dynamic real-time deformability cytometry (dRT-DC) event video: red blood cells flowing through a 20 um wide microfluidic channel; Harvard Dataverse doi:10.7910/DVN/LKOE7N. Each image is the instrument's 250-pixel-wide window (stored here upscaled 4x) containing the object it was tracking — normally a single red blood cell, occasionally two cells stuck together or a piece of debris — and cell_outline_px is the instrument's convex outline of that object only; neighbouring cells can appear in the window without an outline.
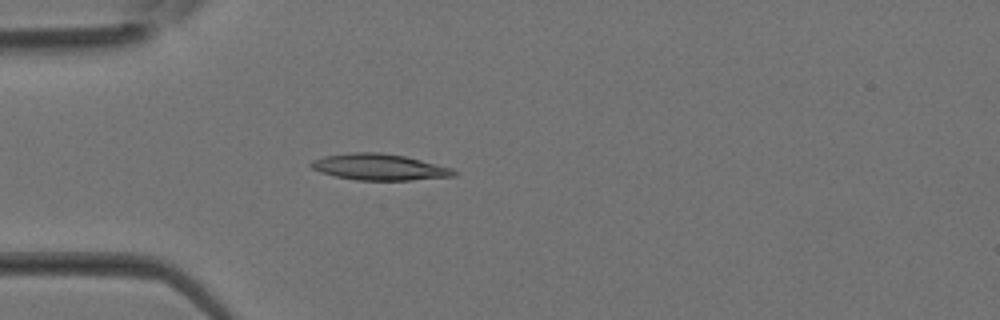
{"species": "Egyptian fruit bat (a non-hibernating species)", "species_latin": "Rousettus aegyptiacus", "temperature_condition": "room temperature", "stored_images_in_passage": 22, "camera_frame_rate_fps": 3000, "um_per_image_px": 0.085, "animal": {"sex": "female"}, "frame": {"image": 1, "passage_image": 5, "time_ms": 1.333, "image_size_px": [1000, 320], "cell_outline_px": [[424, 176], [388, 180], [348, 176], [356, 156], [392, 156], [412, 160], [424, 164]], "centroid_in_image_um": [32.8, 14.27], "position_along_channel_um": 52.2, "area_um2": 10.69}}
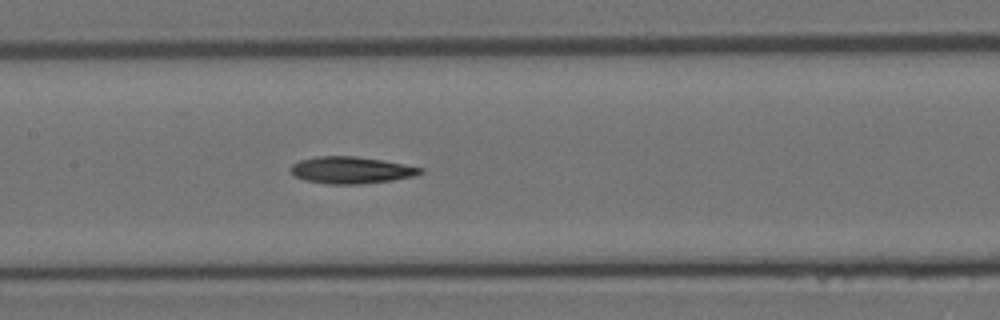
{"frame": {"image": 2, "passage_image": 12, "time_ms": 3.667, "image_size_px": [1000, 320], "cell_outline_px": [[416, 172], [376, 180], [324, 180], [324, 160], [368, 160], [392, 164], [412, 168]], "centroid_in_image_um": [30.78, 14.47], "position_along_channel_um": 176.6, "area_um2": 10.64}}
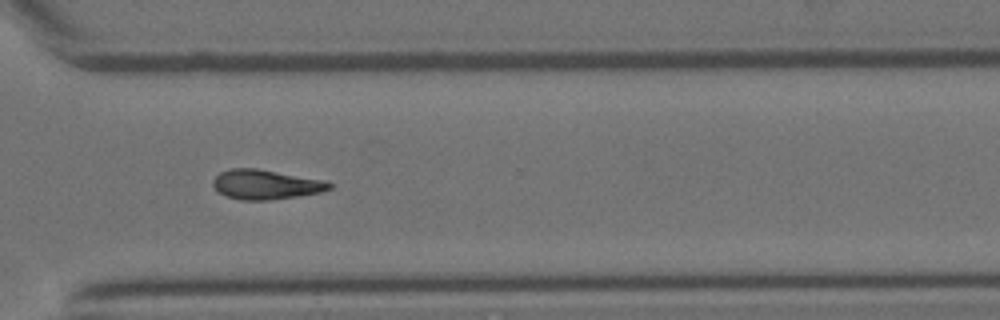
{"frame": {"image": 3, "passage_image": 21, "time_ms": 6.667, "image_size_px": [1000, 320], "cell_outline_px": [[328, 184], [324, 188], [308, 192], [280, 196], [236, 196], [224, 192], [220, 188], [244, 172], [268, 172]], "centroid_in_image_um": [22.88, 15.73], "position_along_channel_um": 347.7, "area_um2": 13.01}}